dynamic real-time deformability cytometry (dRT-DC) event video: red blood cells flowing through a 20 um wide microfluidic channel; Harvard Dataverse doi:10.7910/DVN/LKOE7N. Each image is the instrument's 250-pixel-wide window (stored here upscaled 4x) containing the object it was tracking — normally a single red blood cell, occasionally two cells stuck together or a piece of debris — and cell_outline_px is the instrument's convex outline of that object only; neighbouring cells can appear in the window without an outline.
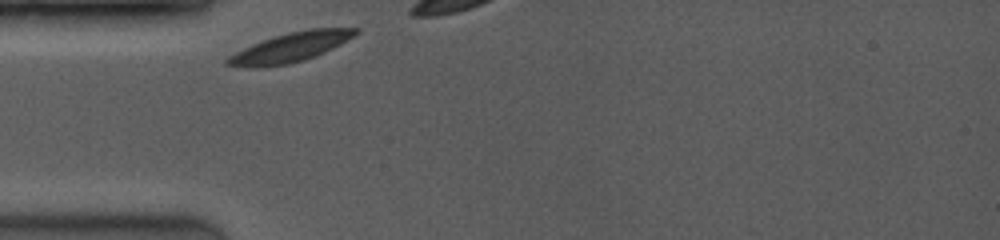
{"species": "common noctule bat (a hibernating species)", "species_latin": "Nyctalus noctula", "temperature_condition": "room temperature", "stored_images_in_passage": 6, "camera_frame_rate_fps": 3500, "um_per_image_px": 0.085, "animal": {"sex": "female", "body_mass_g": 19.0, "forearm_length_mm": 53.3}, "frame": {"image": 1, "passage_image": 1, "time_ms": 0.0, "image_size_px": [1000, 240], "cell_outline_px": [[360, 32], [340, 44], [316, 56], [304, 60], [288, 64], [260, 68], [252, 68], [224, 64], [224, 60], [228, 56], [252, 44], [288, 32], [308, 28], [360, 28]], "centroid_in_image_um": [24.68, 4.03], "position_along_channel_um": 60.3, "area_um2": 21.91}}